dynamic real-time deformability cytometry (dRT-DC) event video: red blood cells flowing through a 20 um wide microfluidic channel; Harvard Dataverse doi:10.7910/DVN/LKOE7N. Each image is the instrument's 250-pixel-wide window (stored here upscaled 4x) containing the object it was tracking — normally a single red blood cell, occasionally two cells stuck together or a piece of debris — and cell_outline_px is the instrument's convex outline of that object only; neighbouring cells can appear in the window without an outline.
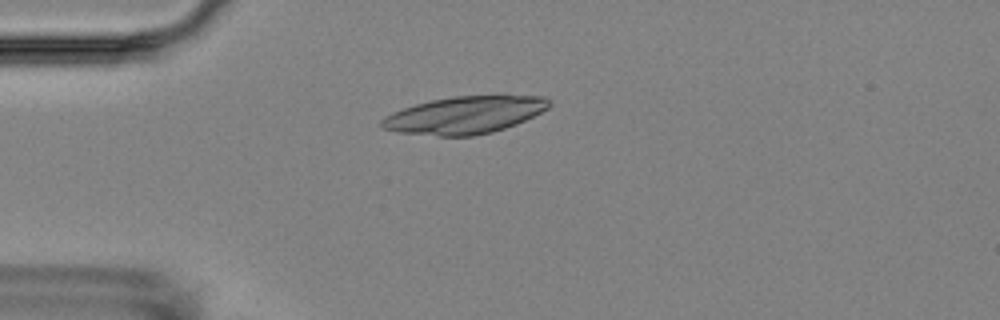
{"species": "Egyptian fruit bat (a non-hibernating species)", "species_latin": "Rousettus aegyptiacus", "temperature_condition": "room temperature", "stored_images_in_passage": 9, "camera_frame_rate_fps": 3000, "um_per_image_px": 0.085, "animal": {"sex": "female"}, "frame": {"image": 1, "passage_image": 2, "time_ms": 1.0, "image_size_px": [1000, 320], "cell_outline_px": [[552, 104], [548, 108], [516, 124], [492, 132], [472, 136], [440, 136], [396, 132], [380, 128], [380, 120], [384, 116], [392, 112], [416, 104], [432, 100], [452, 96], [544, 96], [552, 100]], "centroid_in_image_um": [39.46, 9.78], "position_along_channel_um": 45.5, "area_um2": 36.36}}
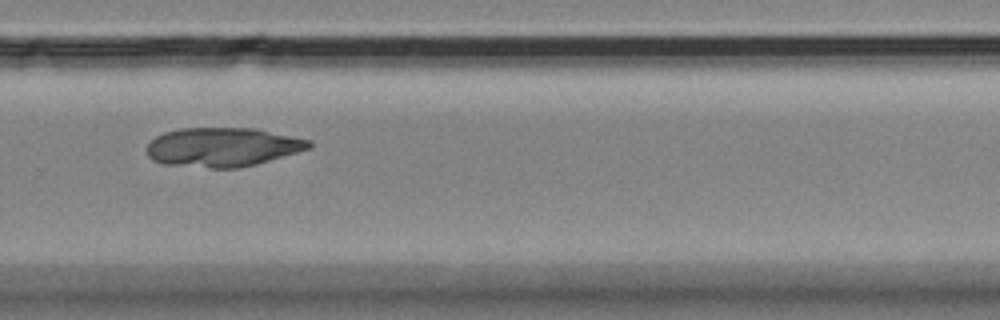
{"frame": {"image": 2, "passage_image": 9, "time_ms": 9.0, "image_size_px": [1000, 320], "cell_outline_px": [[312, 148], [256, 164], [240, 168], [212, 168], [164, 164], [152, 160], [148, 156], [148, 144], [156, 136], [164, 132], [180, 128], [256, 128], [312, 140]], "centroid_in_image_um": [18.95, 12.5], "position_along_channel_um": 310.9, "area_um2": 37.11}}